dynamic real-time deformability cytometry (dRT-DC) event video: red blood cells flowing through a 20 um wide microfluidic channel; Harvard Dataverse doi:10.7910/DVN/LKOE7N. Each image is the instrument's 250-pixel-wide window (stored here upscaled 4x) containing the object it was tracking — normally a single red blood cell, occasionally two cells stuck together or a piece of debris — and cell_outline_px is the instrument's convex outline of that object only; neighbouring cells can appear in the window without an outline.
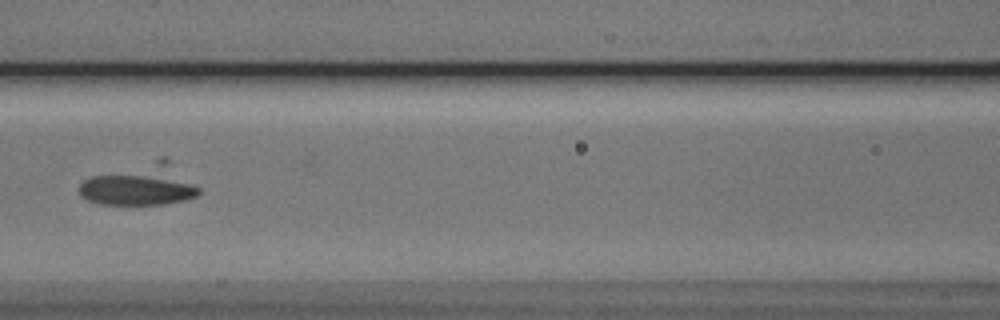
{"species": "Egyptian fruit bat (a non-hibernating species)", "species_latin": "Rousettus aegyptiacus", "temperature_condition": "cold", "stored_images_in_passage": 8, "camera_frame_rate_fps": 3000, "um_per_image_px": 0.085, "animal": {"sex": "male"}, "frame": {"image": 1, "passage_image": 7, "time_ms": 7.0, "image_size_px": [1000, 320], "cell_outline_px": [[200, 192], [196, 196], [184, 200], [164, 204], [100, 204], [88, 200], [80, 196], [80, 184], [84, 180], [92, 176], [156, 176], [192, 184], [200, 188]], "centroid_in_image_um": [11.56, 16.16], "position_along_channel_um": 155.0, "area_um2": 20.75}}
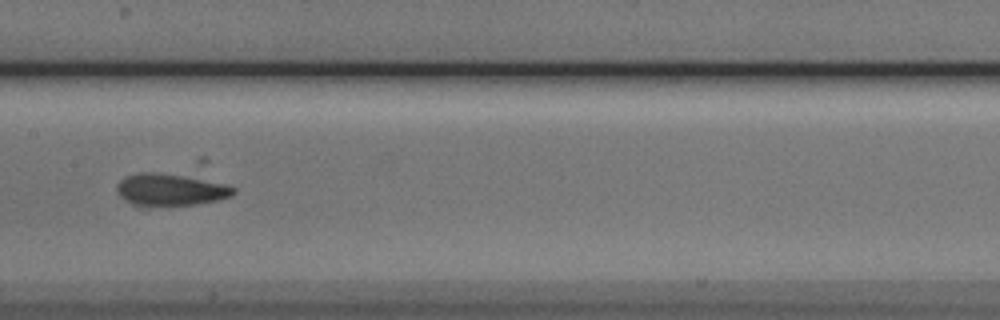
{"frame": {"image": 2, "passage_image": 8, "time_ms": 8.0, "image_size_px": [1000, 320], "cell_outline_px": [[236, 192], [232, 196], [220, 200], [196, 204], [140, 208], [124, 200], [116, 192], [116, 184], [120, 180], [128, 176], [140, 172], [156, 172], [184, 176], [228, 184], [236, 188]], "centroid_in_image_um": [14.47, 16.16], "position_along_channel_um": 192.9, "area_um2": 22.37}}